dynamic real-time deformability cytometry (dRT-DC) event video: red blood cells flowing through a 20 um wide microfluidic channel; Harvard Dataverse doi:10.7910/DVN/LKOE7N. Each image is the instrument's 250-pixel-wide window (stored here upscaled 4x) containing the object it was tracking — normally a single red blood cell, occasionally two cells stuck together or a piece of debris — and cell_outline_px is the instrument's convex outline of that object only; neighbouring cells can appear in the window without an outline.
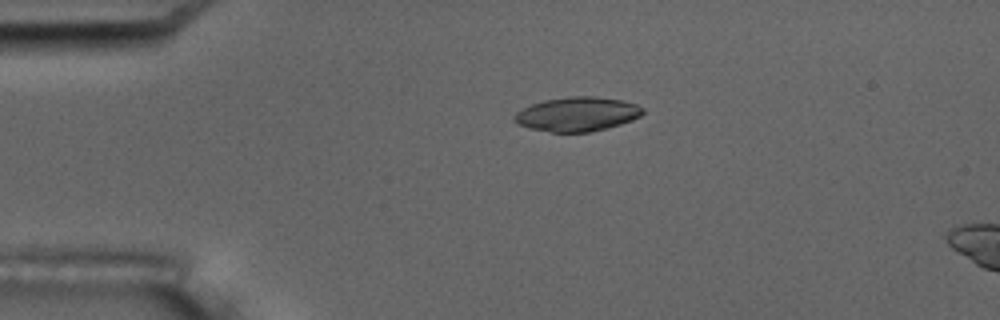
{"species": "common noctule bat (a hibernating species)", "species_latin": "Nyctalus noctula", "temperature_condition": "room temperature", "stored_images_in_passage": 5, "camera_frame_rate_fps": 3000, "um_per_image_px": 0.085, "animal": {"sex": "male", "body_mass_g": 17.5, "forearm_length_mm": 52.3}, "frame": {"image": 1, "passage_image": 3, "time_ms": 2.0, "image_size_px": [1000, 320], "cell_outline_px": [[644, 112], [640, 116], [632, 120], [620, 124], [592, 132], [552, 132], [528, 128], [516, 124], [512, 120], [512, 116], [516, 112], [532, 104], [544, 100], [568, 96], [596, 96], [620, 100], [636, 104], [644, 108]], "centroid_in_image_um": [49.03, 9.7], "position_along_channel_um": 36.0, "area_um2": 25.78}}